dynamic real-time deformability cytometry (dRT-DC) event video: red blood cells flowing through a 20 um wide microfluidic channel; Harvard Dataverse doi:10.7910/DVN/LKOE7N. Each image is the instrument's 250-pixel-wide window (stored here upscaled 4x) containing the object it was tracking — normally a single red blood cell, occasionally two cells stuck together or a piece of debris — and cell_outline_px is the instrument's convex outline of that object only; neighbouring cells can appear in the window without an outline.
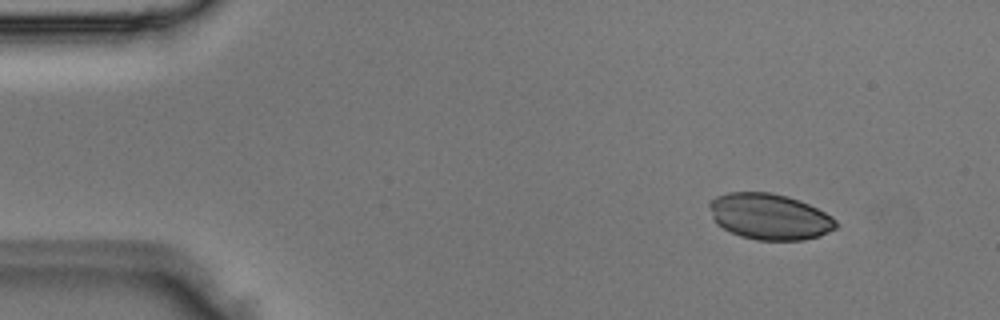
{"species": "Egyptian fruit bat (a non-hibernating species)", "species_latin": "Rousettus aegyptiacus", "temperature_condition": "room temperature", "stored_images_in_passage": 3, "camera_frame_rate_fps": 3000, "um_per_image_px": 0.085, "animal": {"sex": "male"}, "frame": {"image": 1, "passage_image": 1, "time_ms": 0.0, "image_size_px": [1000, 320], "cell_outline_px": [[840, 224], [836, 228], [820, 236], [804, 240], [756, 240], [740, 236], [716, 224], [712, 216], [708, 204], [708, 200], [716, 196], [728, 192], [768, 192], [788, 196], [800, 200], [832, 216]], "centroid_in_image_um": [65.41, 18.41], "position_along_channel_um": 19.6, "area_um2": 34.16}}